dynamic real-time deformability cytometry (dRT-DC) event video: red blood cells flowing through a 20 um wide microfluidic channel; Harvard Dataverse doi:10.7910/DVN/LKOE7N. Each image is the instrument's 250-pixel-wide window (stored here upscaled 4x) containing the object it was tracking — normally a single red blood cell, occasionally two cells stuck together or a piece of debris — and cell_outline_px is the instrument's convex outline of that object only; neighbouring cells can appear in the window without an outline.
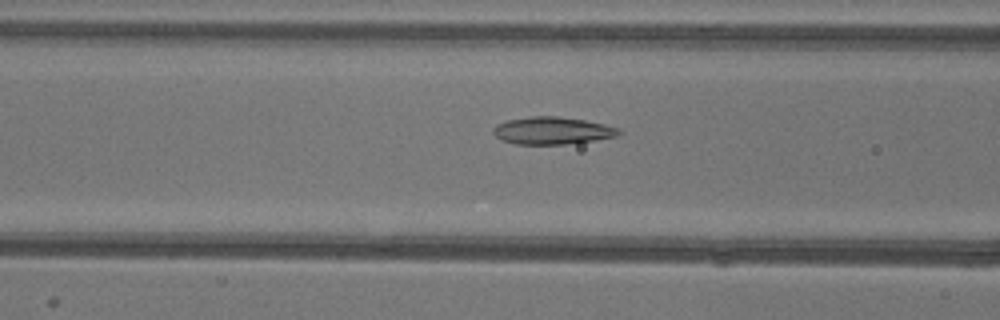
{"species": "common noctule bat (a hibernating species)", "species_latin": "Nyctalus noctula", "temperature_condition": "warm", "stored_images_in_passage": 52, "camera_frame_rate_fps": 3000, "um_per_image_px": 0.085, "animal": {"sex": "female"}, "frame": {"image": 1, "passage_image": 20, "time_ms": 6.333, "image_size_px": [1000, 320], "cell_outline_px": [[620, 132], [616, 136], [596, 140], [564, 144], [516, 144], [504, 140], [496, 136], [492, 132], [492, 128], [496, 124], [508, 120], [528, 116], [556, 116], [584, 120], [604, 124], [620, 128]], "centroid_in_image_um": [46.93, 11.09], "position_along_channel_um": 119.7, "area_um2": 19.94}}
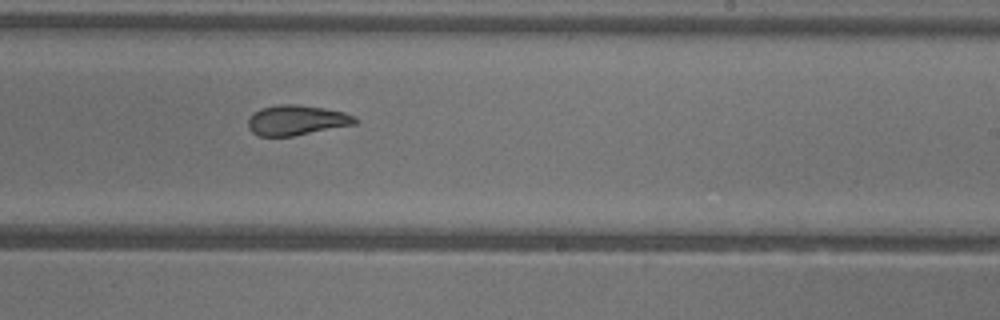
{"frame": {"image": 2, "passage_image": 31, "time_ms": 10.0, "image_size_px": [1000, 320], "cell_outline_px": [[356, 124], [292, 136], [260, 136], [252, 132], [248, 128], [248, 120], [252, 112], [260, 108], [280, 104], [300, 104], [324, 108], [344, 112], [356, 116]], "centroid_in_image_um": [25.19, 10.2], "position_along_channel_um": 263.8, "area_um2": 18.84}}
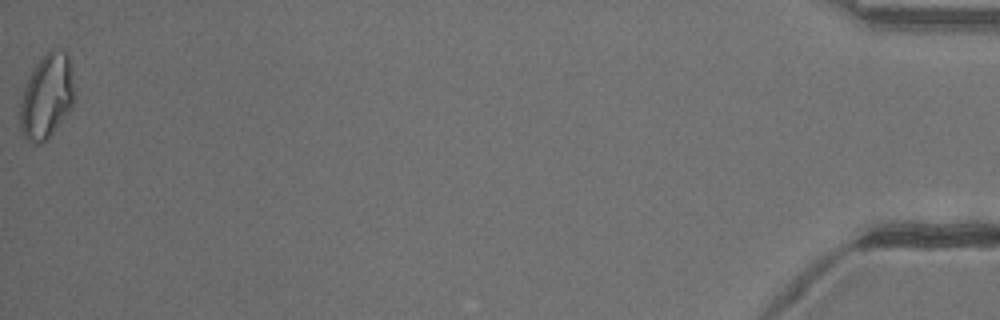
{"frame": {"image": 3, "passage_image": 52, "time_ms": 17.0, "image_size_px": [1000, 320], "cell_outline_px": [[76, 96], [68, 112], [52, 132], [40, 144], [32, 144], [24, 136], [20, 128], [20, 104], [24, 88], [36, 64], [52, 48], [64, 48], [68, 52]], "centroid_in_image_um": [4.0, 8.16], "position_along_channel_um": 431.2, "area_um2": 26.59}, "authors_computed_cell_mechanics": {"area_um2": 20.6635, "velocity_mm_per_s": 3.9369, "shape_relaxation_time_tau1_ms": null, "shape_relaxation_time_tau2_ms": 2.3135, "deformation_change_tau1": null, "deformation_change_tau2": 0.0762}}